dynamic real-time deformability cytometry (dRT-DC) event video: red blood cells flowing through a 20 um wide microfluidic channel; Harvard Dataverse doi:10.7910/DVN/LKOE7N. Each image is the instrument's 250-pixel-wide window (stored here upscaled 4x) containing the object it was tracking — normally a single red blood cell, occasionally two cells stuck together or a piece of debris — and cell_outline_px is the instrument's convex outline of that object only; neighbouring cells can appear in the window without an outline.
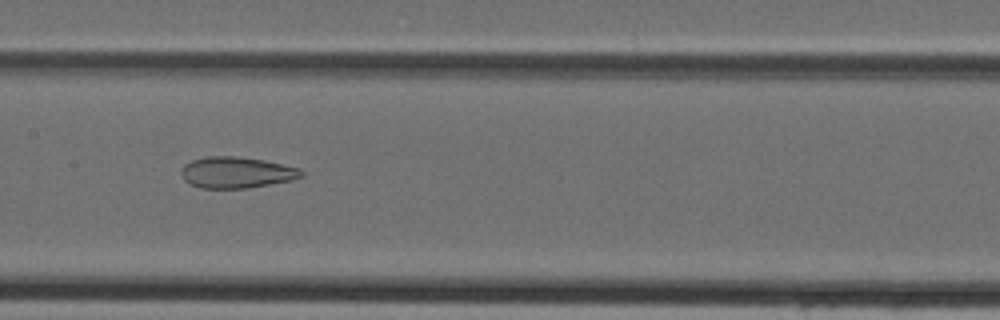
{"species": "Egyptian fruit bat (a non-hibernating species)", "species_latin": "Rousettus aegyptiacus", "temperature_condition": "cold", "stored_images_in_passage": 44, "camera_frame_rate_fps": 3000, "um_per_image_px": 0.085, "animal": {"sex": "female"}, "frame": {"image": 1, "passage_image": 23, "time_ms": 7.333, "image_size_px": [1000, 320], "cell_outline_px": [[304, 176], [292, 180], [248, 188], [200, 188], [184, 180], [180, 172], [180, 168], [184, 164], [192, 160], [208, 156], [236, 156], [264, 160], [300, 168], [304, 172]], "centroid_in_image_um": [20.1, 14.65], "position_along_channel_um": 187.3, "area_um2": 21.96}}
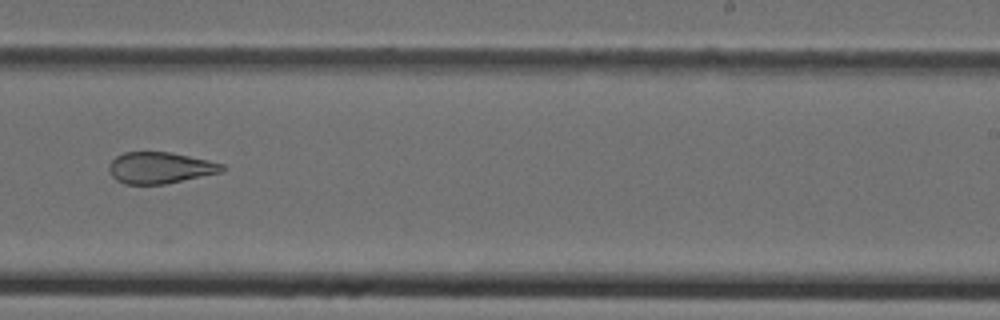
{"frame": {"image": 2, "passage_image": 29, "time_ms": 9.333, "image_size_px": [1000, 320], "cell_outline_px": [[224, 172], [164, 184], [124, 184], [116, 180], [112, 176], [108, 168], [108, 164], [116, 156], [124, 152], [168, 152], [208, 160], [224, 164]], "centroid_in_image_um": [13.59, 14.27], "position_along_channel_um": 275.4, "area_um2": 20.69}}
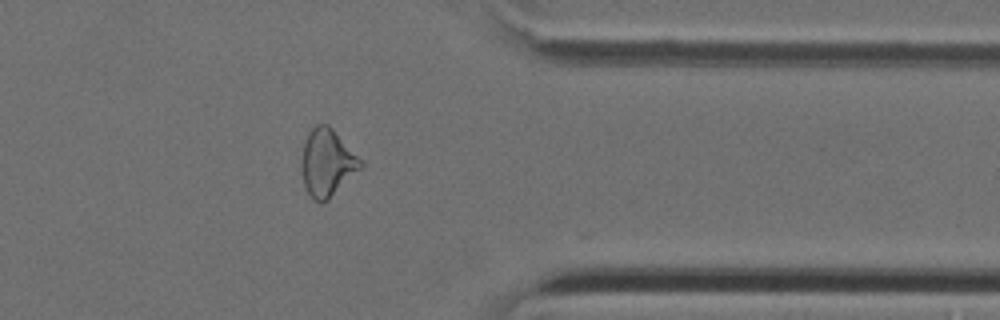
{"frame": {"image": 3, "passage_image": 37, "time_ms": 12.0, "image_size_px": [1000, 320], "cell_outline_px": [[364, 164], [328, 200], [320, 204], [308, 192], [304, 184], [300, 164], [300, 160], [304, 140], [308, 132], [316, 124], [328, 124], [332, 128]], "centroid_in_image_um": [27.75, 13.81], "position_along_channel_um": 383.6, "area_um2": 22.83}}